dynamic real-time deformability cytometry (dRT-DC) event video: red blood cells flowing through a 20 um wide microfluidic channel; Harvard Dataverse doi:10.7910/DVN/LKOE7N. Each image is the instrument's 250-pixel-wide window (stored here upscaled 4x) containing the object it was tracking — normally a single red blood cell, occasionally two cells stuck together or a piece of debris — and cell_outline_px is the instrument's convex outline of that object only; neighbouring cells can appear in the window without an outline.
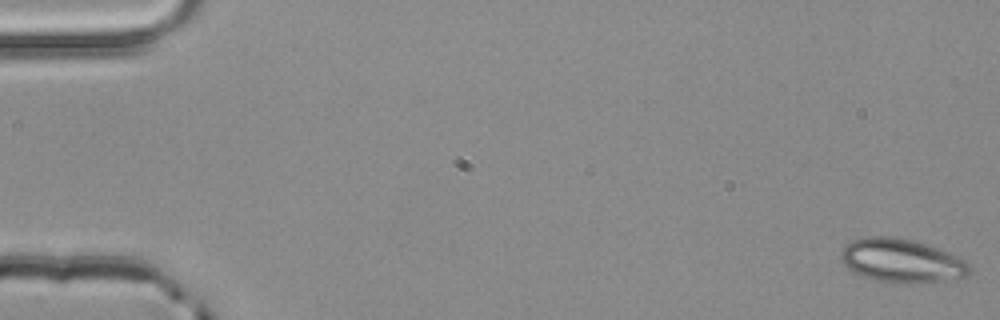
{"species": "common noctule bat (a hibernating species)", "species_latin": "Nyctalus noctula", "temperature_condition": "room temperature", "stored_images_in_passage": 55, "camera_frame_rate_fps": 3000, "um_per_image_px": 0.085, "animal": {"sex": "male", "body_mass_g": 20.4}, "frame": {"image": 1, "passage_image": 1, "time_ms": 0.0, "image_size_px": [1000, 320], "cell_outline_px": [[972, 272], [964, 276], [944, 280], [920, 284], [892, 284], [872, 280], [852, 272], [844, 264], [840, 256], [840, 252], [852, 240], [864, 236], [892, 236], [912, 240], [936, 248], [956, 256], [964, 260], [972, 268]], "centroid_in_image_um": [76.6, 22.19], "position_along_channel_um": 8.4, "area_um2": 33.0}}
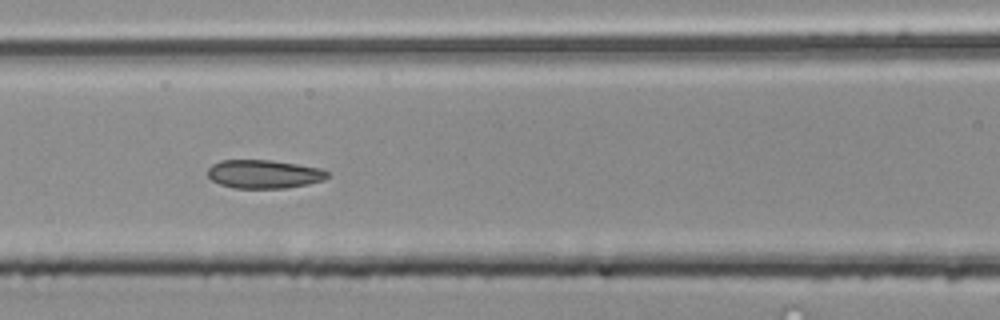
{"frame": {"image": 2, "passage_image": 24, "time_ms": 7.667, "image_size_px": [1000, 320], "cell_outline_px": [[328, 176], [324, 180], [308, 184], [284, 188], [236, 188], [220, 184], [212, 180], [208, 176], [208, 168], [212, 164], [220, 160], [272, 160], [320, 168], [328, 172]], "centroid_in_image_um": [22.42, 14.79], "position_along_channel_um": 144.2, "area_um2": 19.83}}
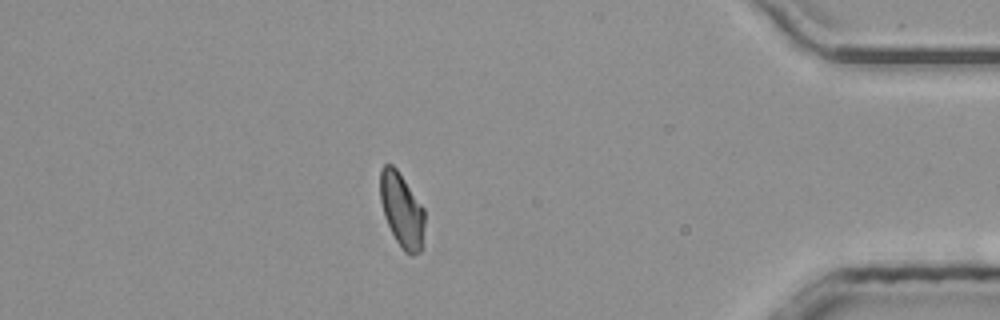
{"frame": {"image": 3, "passage_image": 47, "time_ms": 15.333, "image_size_px": [1000, 320], "cell_outline_px": [[424, 224], [420, 252], [412, 256], [404, 252], [396, 240], [384, 216], [380, 200], [380, 168], [384, 164], [392, 164], [396, 168], [424, 208]], "centroid_in_image_um": [34.13, 17.85], "position_along_channel_um": 401.1, "area_um2": 19.13}, "authors_computed_cell_mechanics": {"area_um2": 19.8832, "velocity_mm_per_s": 3.8976, "shape_relaxation_time_tau1_ms": 9.7099, "shape_relaxation_time_tau2_ms": 3.2358, "deformation_change_tau1": 0.1759, "deformation_change_tau2": 0.069}}